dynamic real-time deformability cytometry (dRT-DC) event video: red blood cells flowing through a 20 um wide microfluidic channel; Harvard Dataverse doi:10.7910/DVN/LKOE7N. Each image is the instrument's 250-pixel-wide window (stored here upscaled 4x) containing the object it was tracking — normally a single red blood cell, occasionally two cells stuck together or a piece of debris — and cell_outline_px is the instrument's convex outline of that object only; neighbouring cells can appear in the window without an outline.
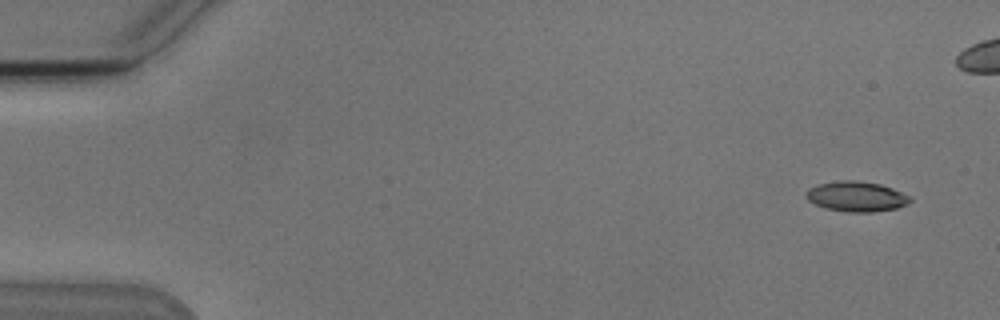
{"species": "Egyptian fruit bat (a non-hibernating species)", "species_latin": "Rousettus aegyptiacus", "temperature_condition": "cold", "stored_images_in_passage": 4, "camera_frame_rate_fps": 3000, "um_per_image_px": 0.085, "animal": {"sex": "male"}, "frame": {"image": 1, "passage_image": 1, "time_ms": 0.0, "image_size_px": [1000, 320], "cell_outline_px": [[912, 200], [908, 204], [896, 208], [872, 212], [848, 212], [824, 208], [808, 200], [804, 196], [808, 188], [816, 184], [840, 180], [856, 180], [880, 184], [892, 188], [908, 196]], "centroid_in_image_um": [72.75, 16.69], "position_along_channel_um": 12.3, "area_um2": 18.32}}